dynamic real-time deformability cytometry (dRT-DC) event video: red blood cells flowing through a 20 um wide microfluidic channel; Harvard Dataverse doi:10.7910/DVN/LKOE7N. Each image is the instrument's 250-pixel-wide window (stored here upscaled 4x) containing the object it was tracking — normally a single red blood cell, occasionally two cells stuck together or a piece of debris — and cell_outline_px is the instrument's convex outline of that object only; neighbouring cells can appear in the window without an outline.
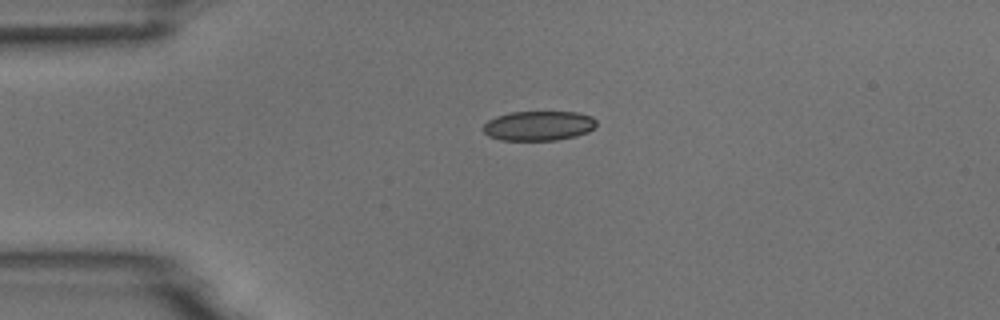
{"species": "common noctule bat (a hibernating species)", "species_latin": "Nyctalus noctula", "temperature_condition": "room temperature", "stored_images_in_passage": 2, "camera_frame_rate_fps": 3000, "um_per_image_px": 0.085, "animal": {"sex": "male", "body_mass_g": 18.8}, "frame": {"image": 1, "passage_image": 2, "time_ms": 1.333, "image_size_px": [1000, 320], "cell_outline_px": [[596, 124], [588, 132], [576, 136], [556, 140], [500, 140], [488, 136], [484, 132], [484, 124], [488, 120], [496, 116], [512, 112], [576, 112], [592, 116], [596, 120]], "centroid_in_image_um": [45.78, 10.69], "position_along_channel_um": 39.2, "area_um2": 19.54}}